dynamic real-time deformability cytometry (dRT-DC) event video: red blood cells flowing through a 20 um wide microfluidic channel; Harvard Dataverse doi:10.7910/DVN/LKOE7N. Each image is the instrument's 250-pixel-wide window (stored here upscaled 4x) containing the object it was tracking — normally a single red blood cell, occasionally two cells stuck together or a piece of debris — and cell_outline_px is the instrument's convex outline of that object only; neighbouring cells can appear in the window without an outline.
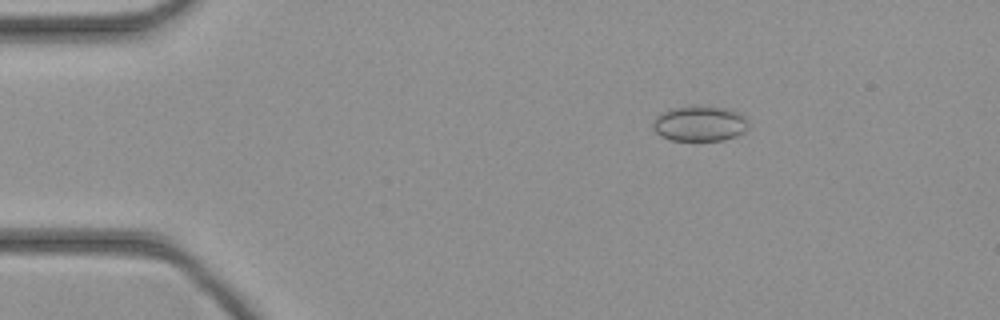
{"species": "common noctule bat (a hibernating species)", "species_latin": "Nyctalus noctula", "temperature_condition": "cold", "stored_images_in_passage": 39, "camera_frame_rate_fps": 3000, "um_per_image_px": 0.085, "animal": {"sex": "female", "body_mass_g": 21.9}, "frame": {"image": 1, "passage_image": 1, "time_ms": 0.0, "image_size_px": [1000, 320], "cell_outline_px": [[748, 128], [744, 132], [736, 136], [724, 140], [672, 140], [660, 136], [652, 128], [652, 120], [656, 116], [664, 112], [676, 108], [728, 108], [740, 112], [748, 120]], "centroid_in_image_um": [59.5, 10.54], "position_along_channel_um": 25.5, "area_um2": 19.31}}
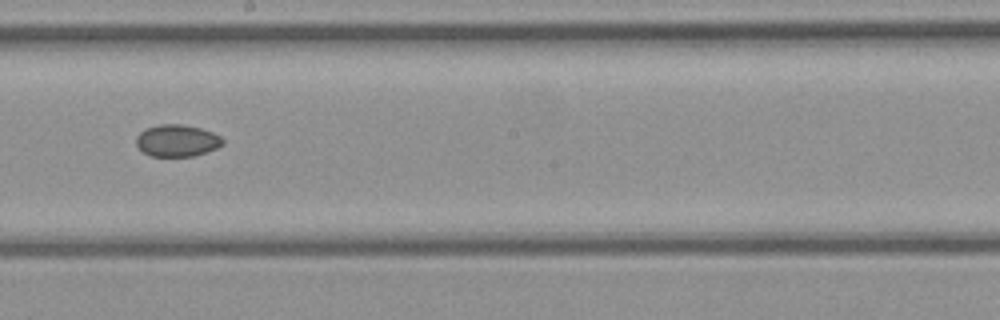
{"frame": {"image": 2, "passage_image": 19, "time_ms": 6.0, "image_size_px": [1000, 320], "cell_outline_px": [[224, 144], [216, 148], [192, 156], [152, 156], [144, 152], [136, 144], [136, 136], [144, 128], [160, 124], [180, 124], [200, 128], [212, 132], [220, 136], [224, 140]], "centroid_in_image_um": [15.04, 11.94], "position_along_channel_um": 233.2, "area_um2": 16.01}}
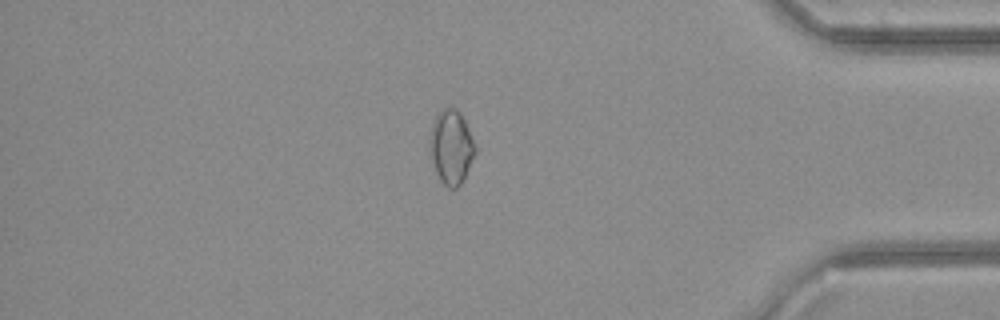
{"frame": {"image": 3, "passage_image": 32, "time_ms": 10.333, "image_size_px": [1000, 320], "cell_outline_px": [[476, 152], [464, 180], [456, 188], [448, 188], [440, 180], [436, 172], [428, 152], [428, 136], [432, 120], [440, 108], [456, 108], [460, 112], [468, 128], [476, 148]], "centroid_in_image_um": [38.31, 12.48], "position_along_channel_um": 396.9, "area_um2": 20.11}}